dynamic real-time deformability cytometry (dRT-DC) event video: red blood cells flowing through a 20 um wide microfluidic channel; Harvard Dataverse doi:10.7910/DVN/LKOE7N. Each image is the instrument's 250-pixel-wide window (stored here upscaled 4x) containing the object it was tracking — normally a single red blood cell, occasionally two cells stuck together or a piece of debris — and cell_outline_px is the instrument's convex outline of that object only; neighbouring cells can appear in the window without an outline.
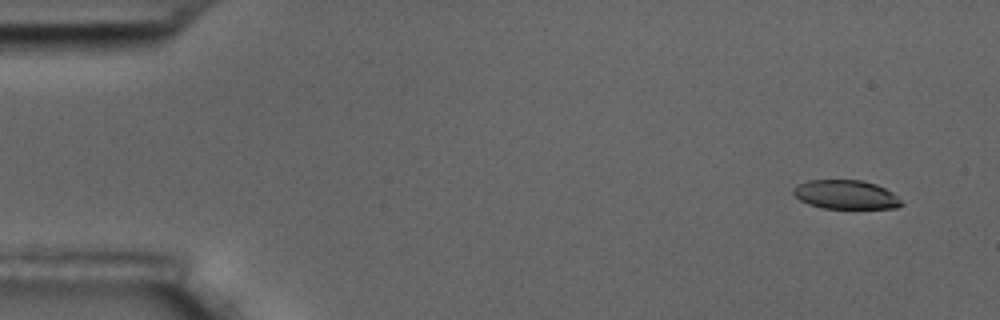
{"species": "common noctule bat (a hibernating species)", "species_latin": "Nyctalus noctula", "temperature_condition": "room temperature", "stored_images_in_passage": 4, "camera_frame_rate_fps": 3000, "um_per_image_px": 0.085, "animal": {"sex": "male", "body_mass_g": 17.5, "forearm_length_mm": 52.3}, "frame": {"image": 1, "passage_image": 1, "time_ms": 0.0, "image_size_px": [1000, 320], "cell_outline_px": [[904, 204], [896, 208], [824, 208], [808, 204], [800, 200], [792, 192], [792, 188], [808, 180], [860, 180], [876, 184], [892, 192]], "centroid_in_image_um": [71.88, 16.54], "position_along_channel_um": 13.1, "area_um2": 18.09}}
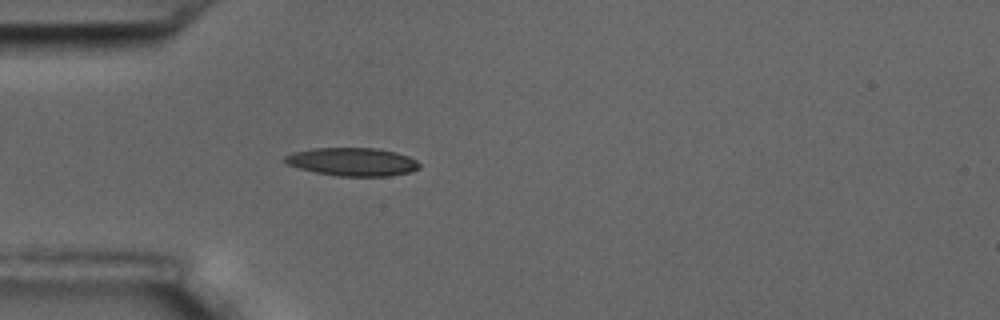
{"frame": {"image": 2, "passage_image": 4, "time_ms": 4.333, "image_size_px": [1000, 320], "cell_outline_px": [[420, 168], [412, 172], [388, 176], [336, 176], [316, 172], [300, 168], [288, 164], [284, 160], [284, 156], [292, 152], [312, 148], [376, 148], [396, 152], [408, 156], [416, 160], [420, 164]], "centroid_in_image_um": [29.98, 13.75], "position_along_channel_um": 55.0, "area_um2": 22.14}}